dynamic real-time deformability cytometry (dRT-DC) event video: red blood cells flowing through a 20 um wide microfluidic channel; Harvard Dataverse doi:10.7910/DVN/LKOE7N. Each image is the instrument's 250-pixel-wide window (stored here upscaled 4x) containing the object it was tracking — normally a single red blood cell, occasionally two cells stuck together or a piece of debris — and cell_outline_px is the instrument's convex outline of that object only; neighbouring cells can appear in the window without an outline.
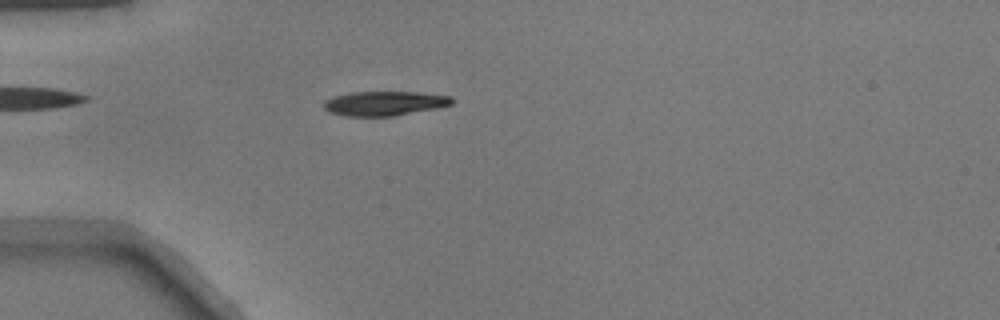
{"species": "common noctule bat (a hibernating species)", "species_latin": "Nyctalus noctula", "temperature_condition": "warm", "stored_images_in_passage": 43, "camera_frame_rate_fps": 3000, "um_per_image_px": 0.085, "animal": {"sex": "male", "body_mass_g": 17.9}, "frame": {"image": 1, "passage_image": 13, "time_ms": 4.0, "image_size_px": [1000, 320], "cell_outline_px": [[456, 100], [452, 104], [436, 108], [392, 116], [344, 116], [328, 112], [324, 108], [324, 100], [332, 96], [352, 92], [420, 92], [452, 96]], "centroid_in_image_um": [32.67, 8.78], "position_along_channel_um": 52.3, "area_um2": 18.38}}
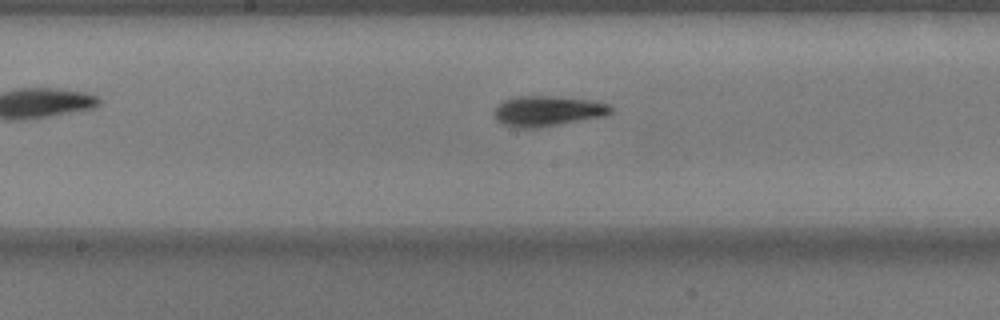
{"frame": {"image": 2, "passage_image": 25, "time_ms": 8.0, "image_size_px": [1000, 320], "cell_outline_px": [[612, 112], [604, 116], [540, 128], [516, 128], [504, 124], [496, 120], [496, 108], [504, 100], [516, 96], [548, 96], [588, 100], [612, 104]], "centroid_in_image_um": [46.57, 9.45], "position_along_channel_um": 201.6, "area_um2": 20.46}}
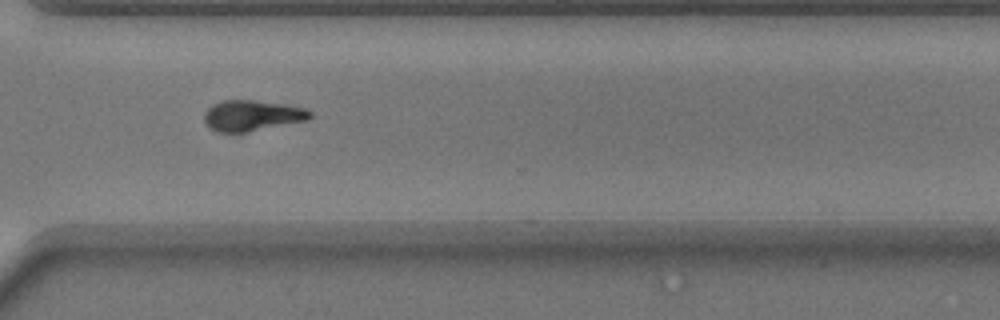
{"frame": {"image": 3, "passage_image": 36, "time_ms": 11.667, "image_size_px": [1000, 320], "cell_outline_px": [[312, 116], [308, 120], [244, 132], [216, 132], [208, 128], [204, 120], [204, 112], [212, 104], [220, 100], [252, 100], [288, 104], [308, 108], [312, 112]], "centroid_in_image_um": [21.42, 9.81], "position_along_channel_um": 349.2, "area_um2": 19.19}}